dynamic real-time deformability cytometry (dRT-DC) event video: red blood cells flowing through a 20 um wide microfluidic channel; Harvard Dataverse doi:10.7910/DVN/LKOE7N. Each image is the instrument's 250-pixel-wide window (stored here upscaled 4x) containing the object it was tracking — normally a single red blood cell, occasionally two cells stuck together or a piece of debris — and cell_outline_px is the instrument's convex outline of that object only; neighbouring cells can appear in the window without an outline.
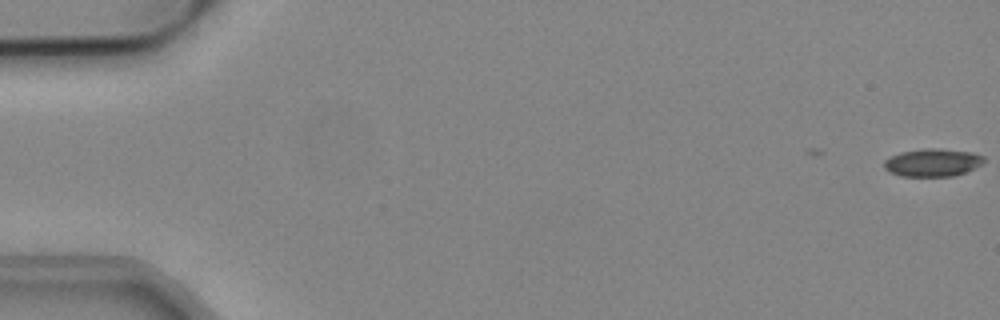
{"species": "common noctule bat (a hibernating species)", "species_latin": "Nyctalus noctula", "temperature_condition": "cold", "stored_images_in_passage": 13, "camera_frame_rate_fps": 3000, "um_per_image_px": 0.085, "animal": {"sex": "male", "body_mass_g": 19.2, "forearm_length_mm": 51.8}, "frame": {"image": 1, "passage_image": 1, "time_ms": 0.0, "image_size_px": [1000, 320], "cell_outline_px": [[984, 160], [980, 164], [964, 172], [952, 176], [900, 176], [888, 172], [884, 168], [884, 160], [900, 152], [924, 148], [936, 148], [972, 152], [984, 156]], "centroid_in_image_um": [79.22, 13.81], "position_along_channel_um": 5.8, "area_um2": 16.07}}